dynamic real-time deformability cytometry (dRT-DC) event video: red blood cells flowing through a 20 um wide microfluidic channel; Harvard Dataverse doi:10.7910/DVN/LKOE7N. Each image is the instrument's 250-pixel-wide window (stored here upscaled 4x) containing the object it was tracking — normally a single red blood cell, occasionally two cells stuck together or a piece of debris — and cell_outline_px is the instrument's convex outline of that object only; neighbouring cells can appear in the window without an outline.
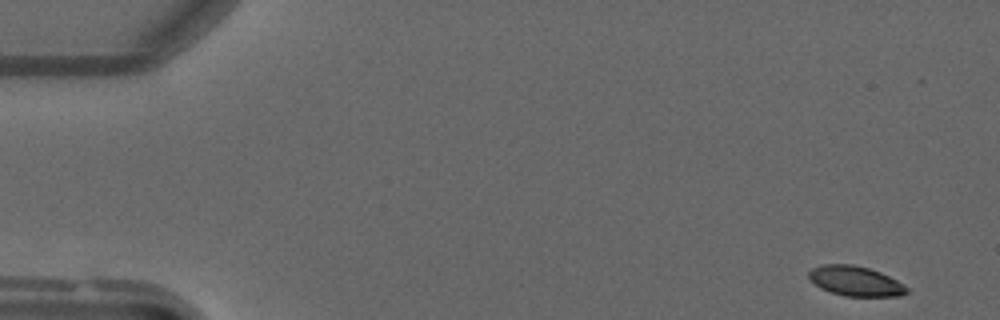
{"species": "common noctule bat (a hibernating species)", "species_latin": "Nyctalus noctula", "temperature_condition": "warm", "stored_images_in_passage": 48, "camera_frame_rate_fps": 3000, "um_per_image_px": 0.085, "animal": {"sex": "male", "forearm_length_mm": 52.5}, "frame": {"image": 1, "passage_image": 1, "time_ms": 0.0, "image_size_px": [1000, 320], "cell_outline_px": [[908, 292], [900, 296], [844, 296], [820, 288], [808, 276], [808, 272], [812, 268], [824, 264], [852, 264], [868, 268], [880, 272], [904, 284], [908, 288]], "centroid_in_image_um": [72.72, 23.89], "position_along_channel_um": 12.3, "area_um2": 16.94}}
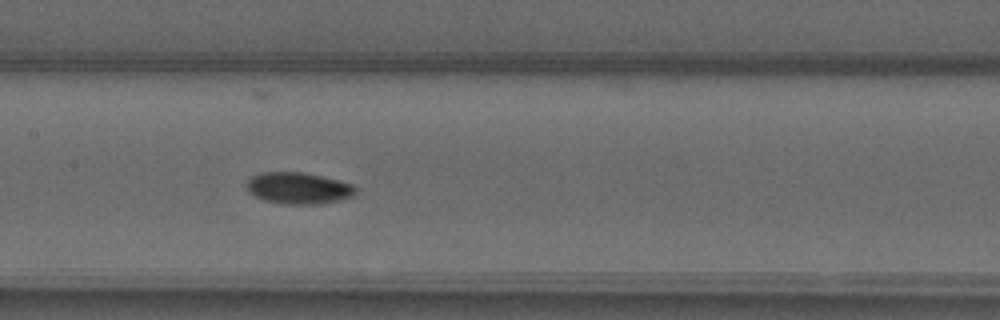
{"frame": {"image": 2, "passage_image": 23, "time_ms": 7.333, "image_size_px": [1000, 320], "cell_outline_px": [[356, 192], [352, 196], [340, 200], [320, 204], [284, 204], [264, 200], [248, 192], [248, 180], [252, 176], [260, 172], [300, 172], [320, 176], [352, 184], [356, 188]], "centroid_in_image_um": [25.36, 16.0], "position_along_channel_um": 182.0, "area_um2": 19.83}}
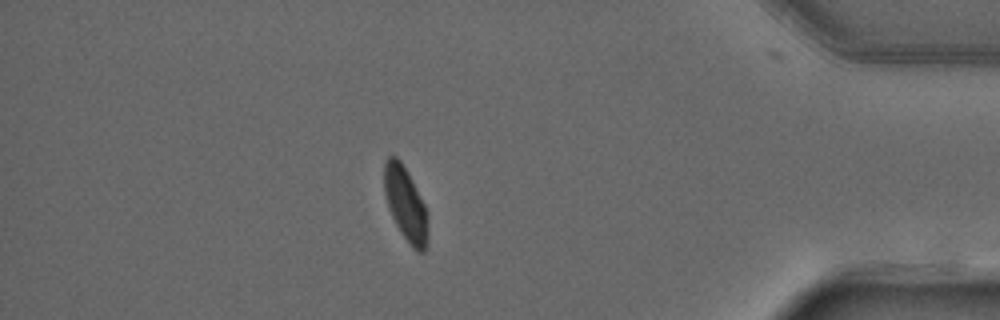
{"frame": {"image": 3, "passage_image": 42, "time_ms": 13.667, "image_size_px": [1000, 320], "cell_outline_px": [[428, 236], [424, 252], [416, 252], [412, 248], [400, 232], [388, 208], [384, 192], [384, 164], [388, 156], [396, 156], [400, 160], [412, 180], [428, 212]], "centroid_in_image_um": [34.48, 17.37], "position_along_channel_um": 400.7, "area_um2": 18.9}}